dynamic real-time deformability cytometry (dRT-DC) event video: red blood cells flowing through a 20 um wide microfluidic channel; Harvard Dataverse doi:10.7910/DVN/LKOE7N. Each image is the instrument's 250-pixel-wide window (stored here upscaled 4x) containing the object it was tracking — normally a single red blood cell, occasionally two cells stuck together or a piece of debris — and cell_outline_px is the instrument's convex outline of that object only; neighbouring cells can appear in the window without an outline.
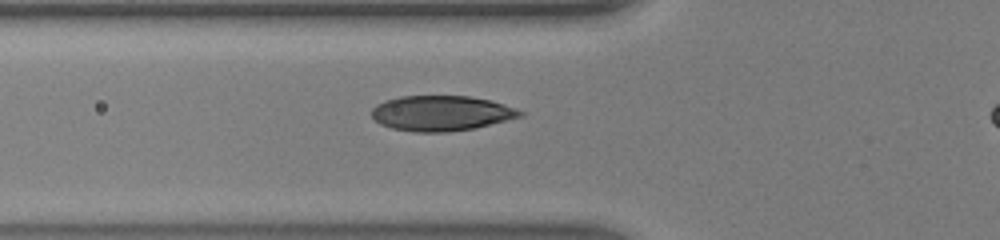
{"species": "human", "species_latin": "Homo sapiens", "temperature_condition": "warm", "stored_images_in_passage": 35, "camera_frame_rate_fps": 3000, "um_per_image_px": 0.085, "donor": {"sex": "male"}, "frame": {"image": 1, "passage_image": 10, "time_ms": 3.0, "image_size_px": [1000, 240], "cell_outline_px": [[524, 116], [476, 128], [448, 132], [412, 132], [392, 128], [380, 124], [372, 116], [372, 108], [376, 104], [400, 96], [468, 96], [492, 100], [516, 108], [524, 112]], "centroid_in_image_um": [37.54, 9.63], "position_along_channel_um": 88.3, "area_um2": 30.63}}
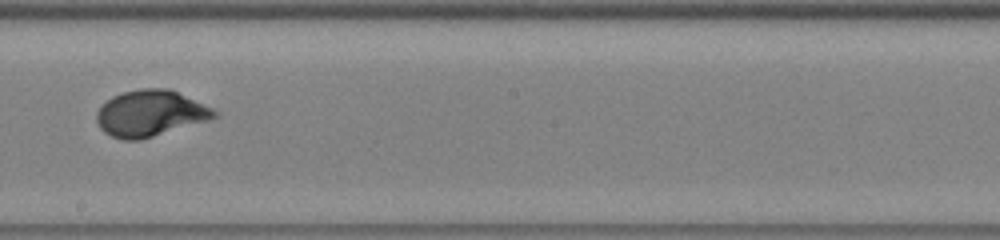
{"frame": {"image": 2, "passage_image": 20, "time_ms": 6.333, "image_size_px": [1000, 240], "cell_outline_px": [[220, 112], [216, 116], [208, 120], [140, 140], [124, 140], [112, 136], [104, 132], [100, 128], [96, 120], [96, 112], [112, 96], [124, 92], [140, 88], [168, 88], [212, 108]], "centroid_in_image_um": [12.76, 9.64], "position_along_channel_um": 235.4, "area_um2": 31.33}}
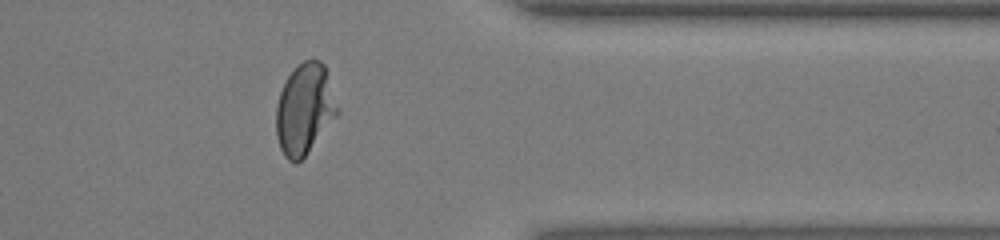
{"frame": {"image": 3, "passage_image": 31, "time_ms": 10.0, "image_size_px": [1000, 240], "cell_outline_px": [[340, 112], [304, 156], [296, 164], [288, 160], [284, 156], [280, 148], [276, 136], [276, 104], [280, 92], [288, 76], [304, 60], [320, 60], [324, 64], [340, 108]], "centroid_in_image_um": [25.9, 9.28], "position_along_channel_um": 385.5, "area_um2": 32.31}}